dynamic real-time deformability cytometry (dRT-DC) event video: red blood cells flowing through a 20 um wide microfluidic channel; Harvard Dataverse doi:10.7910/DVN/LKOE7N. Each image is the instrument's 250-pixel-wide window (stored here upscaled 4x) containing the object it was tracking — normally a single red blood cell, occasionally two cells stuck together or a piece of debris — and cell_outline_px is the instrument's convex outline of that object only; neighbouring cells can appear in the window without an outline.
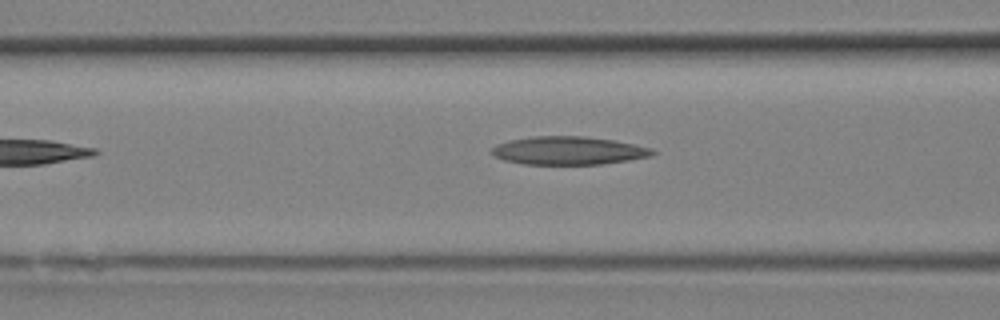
{"species": "Egyptian fruit bat (a non-hibernating species)", "species_latin": "Rousettus aegyptiacus", "temperature_condition": "room temperature", "stored_images_in_passage": 6, "camera_frame_rate_fps": 3000, "um_per_image_px": 0.085, "animal": {"sex": "female"}, "frame": {"image": 1, "passage_image": 6, "time_ms": 1.667, "image_size_px": [1000, 320], "cell_outline_px": [[656, 152], [652, 156], [628, 160], [600, 164], [524, 164], [504, 160], [488, 152], [496, 144], [508, 140], [532, 136], [584, 136], [612, 140], [652, 148]], "centroid_in_image_um": [48.28, 12.8], "position_along_channel_um": 118.3, "area_um2": 26.36}}